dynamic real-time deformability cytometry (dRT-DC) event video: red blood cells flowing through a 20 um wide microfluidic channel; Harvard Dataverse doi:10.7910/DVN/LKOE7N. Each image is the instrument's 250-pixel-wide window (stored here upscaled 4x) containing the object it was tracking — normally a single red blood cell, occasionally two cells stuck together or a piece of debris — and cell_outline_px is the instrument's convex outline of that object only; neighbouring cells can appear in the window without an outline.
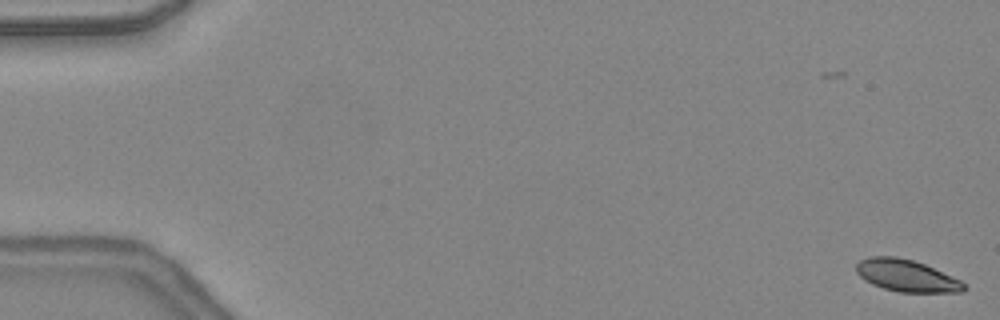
{"species": "common noctule bat (a hibernating species)", "species_latin": "Nyctalus noctula", "temperature_condition": "warm", "stored_images_in_passage": 48, "camera_frame_rate_fps": 3000, "um_per_image_px": 0.085, "animal": {"sex": "female", "body_mass_g": 24.6, "forearm_length_mm": 56.2}, "frame": {"image": 1, "passage_image": 1, "time_ms": 0.0, "image_size_px": [1000, 320], "cell_outline_px": [[968, 288], [964, 292], [900, 292], [884, 288], [872, 284], [864, 280], [856, 272], [856, 264], [860, 260], [868, 256], [896, 256], [912, 260], [924, 264], [960, 280]], "centroid_in_image_um": [77.03, 23.43], "position_along_channel_um": 8.0, "area_um2": 20.0}}
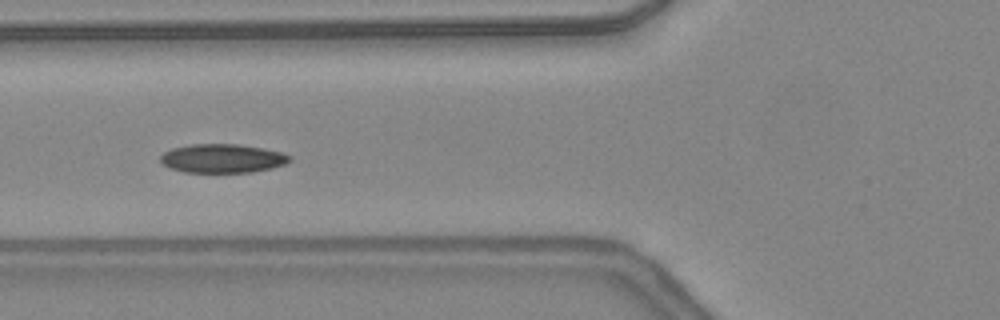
{"frame": {"image": 2, "passage_image": 19, "time_ms": 6.0, "image_size_px": [1000, 320], "cell_outline_px": [[292, 160], [284, 164], [272, 168], [252, 172], [184, 172], [168, 168], [160, 160], [160, 156], [164, 152], [172, 148], [192, 144], [236, 144], [260, 148], [280, 152], [292, 156]], "centroid_in_image_um": [18.89, 13.47], "position_along_channel_um": 106.9, "area_um2": 21.62}}
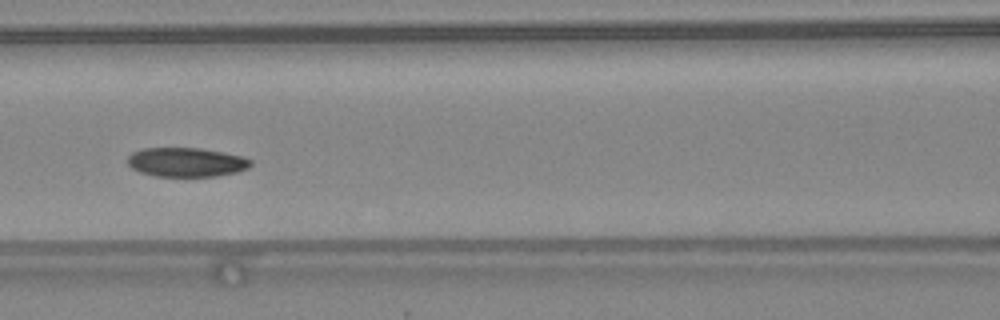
{"frame": {"image": 3, "passage_image": 22, "time_ms": 7.0, "image_size_px": [1000, 320], "cell_outline_px": [[252, 164], [248, 168], [236, 172], [216, 176], [156, 176], [140, 172], [132, 168], [128, 164], [128, 156], [132, 152], [144, 148], [200, 148], [224, 152], [244, 156], [252, 160]], "centroid_in_image_um": [15.86, 13.78], "position_along_channel_um": 150.7, "area_um2": 20.98}, "authors_computed_cell_mechanics": {"area_um2": 21.3282, "velocity_mm_per_s": 4.3411, "shape_relaxation_time_tau1_ms": 3.0443, "shape_relaxation_time_tau2_ms": null, "deformation_change_tau1": 0.0779, "deformation_change_tau2": null}}